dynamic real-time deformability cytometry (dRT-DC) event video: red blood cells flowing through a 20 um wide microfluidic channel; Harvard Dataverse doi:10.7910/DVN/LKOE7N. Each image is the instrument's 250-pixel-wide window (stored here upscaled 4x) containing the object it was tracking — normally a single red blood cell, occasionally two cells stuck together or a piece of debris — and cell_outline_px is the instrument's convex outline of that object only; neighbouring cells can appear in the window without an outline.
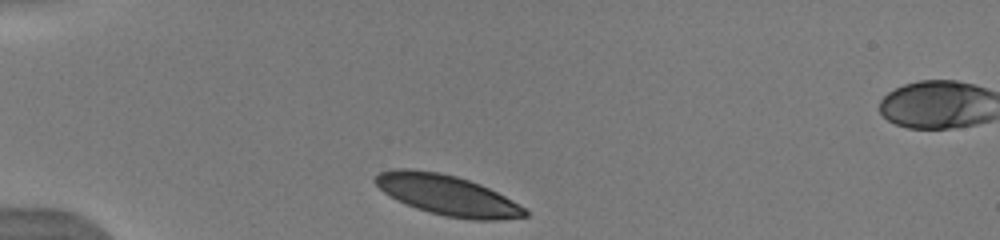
{"species": "human", "species_latin": "Homo sapiens", "temperature_condition": "warm", "stored_images_in_passage": 22, "camera_frame_rate_fps": 3000, "um_per_image_px": 0.085, "donor": {"sex": "male"}, "frame": {"image": 1, "passage_image": 1, "time_ms": 0.0, "image_size_px": [1000, 240], "cell_outline_px": [[528, 216], [496, 220], [472, 220], [444, 216], [428, 212], [416, 208], [396, 200], [384, 192], [372, 180], [380, 172], [396, 168], [408, 168], [440, 172], [456, 176], [480, 184], [512, 200], [524, 208], [528, 212]], "centroid_in_image_um": [37.99, 16.58], "position_along_channel_um": 47.0, "area_um2": 35.03}, "authors_computed_cell_mechanics": {"area_um2": 35.5759, "velocity_mm_per_s": 3.8907, "shape_relaxation_time_tau1_ms": 1.015, "shape_relaxation_time_tau2_ms": null, "deformation_change_tau1": 0.0567, "deformation_change_tau2": null}}